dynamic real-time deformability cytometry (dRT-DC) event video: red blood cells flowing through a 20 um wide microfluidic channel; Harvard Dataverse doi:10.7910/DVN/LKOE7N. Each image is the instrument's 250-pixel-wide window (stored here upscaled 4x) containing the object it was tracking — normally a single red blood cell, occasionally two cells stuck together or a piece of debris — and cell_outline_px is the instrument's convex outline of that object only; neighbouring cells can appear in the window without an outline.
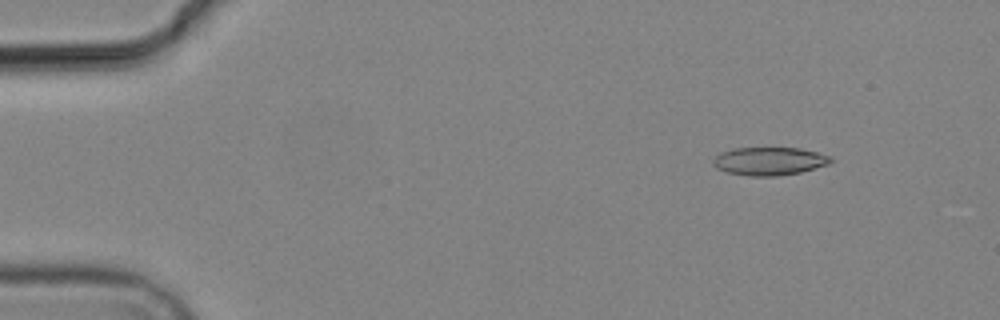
{"species": "common noctule bat (a hibernating species)", "species_latin": "Nyctalus noctula", "temperature_condition": "cold", "stored_images_in_passage": 5, "camera_frame_rate_fps": 3000, "um_per_image_px": 0.085, "animal": {"sex": "male", "body_mass_g": 19.2, "forearm_length_mm": 51.8}, "frame": {"image": 1, "passage_image": 2, "time_ms": 1.333, "image_size_px": [1000, 320], "cell_outline_px": [[832, 160], [828, 164], [800, 172], [776, 176], [748, 176], [728, 172], [716, 168], [712, 164], [712, 160], [720, 152], [732, 148], [800, 148], [832, 156]], "centroid_in_image_um": [65.36, 13.69], "position_along_channel_um": 19.6, "area_um2": 19.25}}